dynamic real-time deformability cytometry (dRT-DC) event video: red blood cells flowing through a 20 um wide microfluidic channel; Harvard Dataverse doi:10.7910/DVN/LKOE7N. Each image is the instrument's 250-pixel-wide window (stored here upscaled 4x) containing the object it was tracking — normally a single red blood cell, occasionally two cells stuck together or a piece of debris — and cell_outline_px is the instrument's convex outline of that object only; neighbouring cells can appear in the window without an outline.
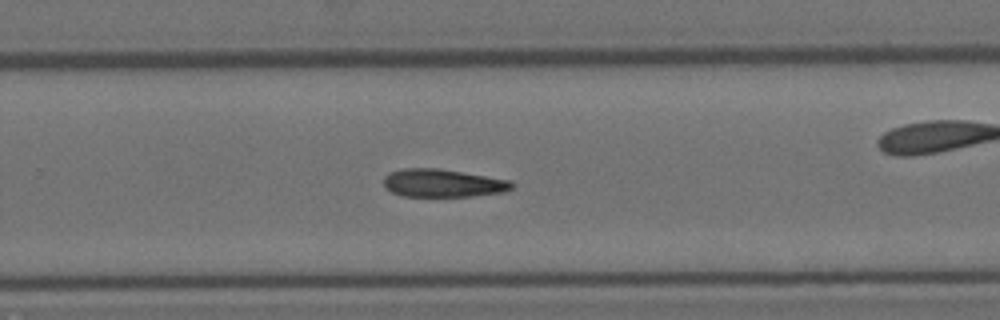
{"species": "Egyptian fruit bat (a non-hibernating species)", "species_latin": "Rousettus aegyptiacus", "temperature_condition": "room temperature", "stored_images_in_passage": 22, "camera_frame_rate_fps": 3000, "um_per_image_px": 0.085, "animal": {"sex": "female"}, "frame": {"image": 1, "passage_image": 13, "time_ms": 4.0, "image_size_px": [1000, 320], "cell_outline_px": [[516, 184], [512, 188], [504, 192], [472, 196], [400, 196], [384, 188], [384, 176], [388, 172], [400, 168], [440, 168], [512, 180]], "centroid_in_image_um": [37.63, 15.55], "position_along_channel_um": 292.2, "area_um2": 21.27}}
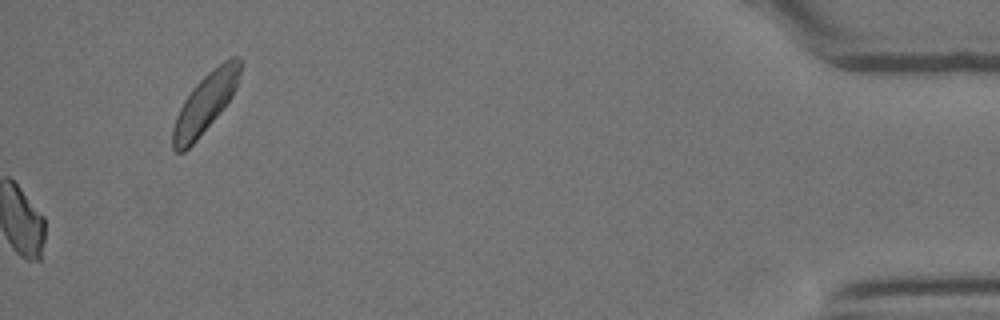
{"frame": {"image": 2, "passage_image": 22, "time_ms": 7.0, "image_size_px": [1000, 320], "cell_outline_px": [[244, 60], [236, 88], [232, 96], [220, 112], [196, 140], [184, 152], [176, 152], [172, 148], [172, 128], [176, 116], [184, 100], [192, 88], [212, 68], [224, 60], [232, 56], [236, 56]], "centroid_in_image_um": [17.46, 8.72], "position_along_channel_um": 417.7, "area_um2": 23.24}}